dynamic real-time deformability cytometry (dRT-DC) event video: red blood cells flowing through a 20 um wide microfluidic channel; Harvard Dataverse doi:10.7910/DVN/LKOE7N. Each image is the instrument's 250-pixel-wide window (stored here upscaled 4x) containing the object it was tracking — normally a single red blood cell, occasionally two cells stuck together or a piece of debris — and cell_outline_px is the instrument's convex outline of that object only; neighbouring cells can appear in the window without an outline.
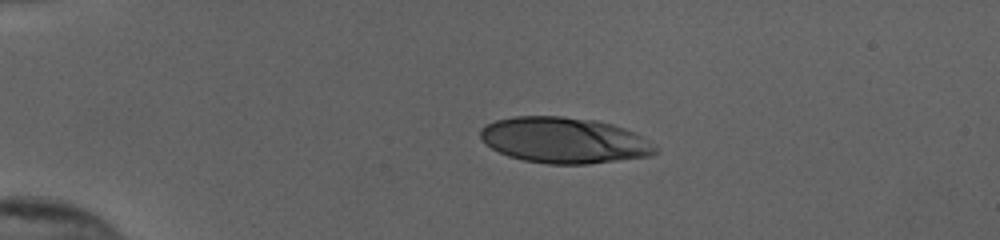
{"species": "human", "species_latin": "Homo sapiens", "temperature_condition": "cold", "stored_images_in_passage": 42, "camera_frame_rate_fps": 3000, "um_per_image_px": 0.085, "donor": {"sex": "female"}, "frame": {"image": 1, "passage_image": 1, "time_ms": 0.0, "image_size_px": [1000, 240], "cell_outline_px": [[656, 152], [652, 156], [588, 164], [548, 164], [524, 160], [508, 156], [492, 148], [480, 136], [480, 128], [496, 120], [512, 116], [564, 116], [596, 120], [612, 124], [624, 128], [648, 140], [656, 148]], "centroid_in_image_um": [47.96, 11.92], "position_along_channel_um": 37.0, "area_um2": 46.64}}
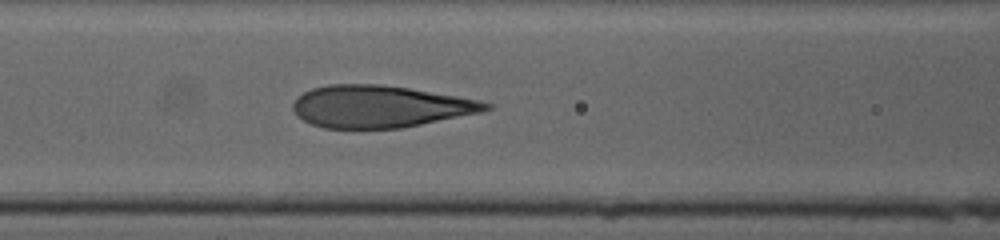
{"frame": {"image": 2, "passage_image": 13, "time_ms": 4.0, "image_size_px": [1000, 240], "cell_outline_px": [[492, 108], [480, 112], [400, 128], [324, 128], [312, 124], [296, 116], [292, 108], [292, 104], [296, 96], [312, 88], [328, 84], [380, 84], [408, 88], [480, 100], [492, 104]], "centroid_in_image_um": [32.23, 9.04], "position_along_channel_um": 134.4, "area_um2": 47.05}}
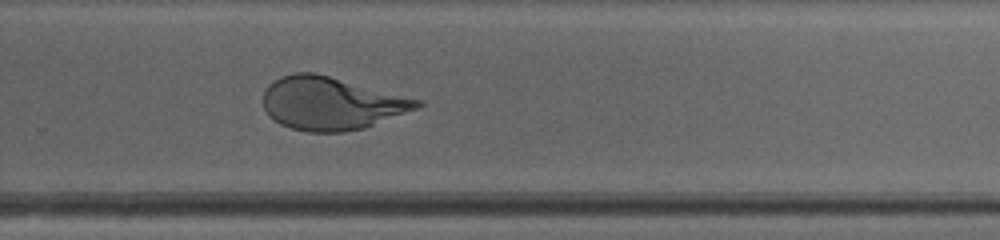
{"frame": {"image": 3, "passage_image": 26, "time_ms": 8.333, "image_size_px": [1000, 240], "cell_outline_px": [[424, 104], [416, 108], [364, 128], [344, 132], [308, 132], [292, 128], [280, 124], [268, 116], [264, 108], [264, 92], [268, 84], [280, 76], [296, 72], [316, 72], [420, 100]], "centroid_in_image_um": [28.09, 8.78], "position_along_channel_um": 301.7, "area_um2": 47.16}, "authors_computed_cell_mechanics": {"area_um2": 47.9451, "velocity_mm_per_s": 3.8762, "shape_relaxation_time_tau1_ms": 5.1554, "shape_relaxation_time_tau2_ms": null, "deformation_change_tau1": 0.2478, "deformation_change_tau2": null}}